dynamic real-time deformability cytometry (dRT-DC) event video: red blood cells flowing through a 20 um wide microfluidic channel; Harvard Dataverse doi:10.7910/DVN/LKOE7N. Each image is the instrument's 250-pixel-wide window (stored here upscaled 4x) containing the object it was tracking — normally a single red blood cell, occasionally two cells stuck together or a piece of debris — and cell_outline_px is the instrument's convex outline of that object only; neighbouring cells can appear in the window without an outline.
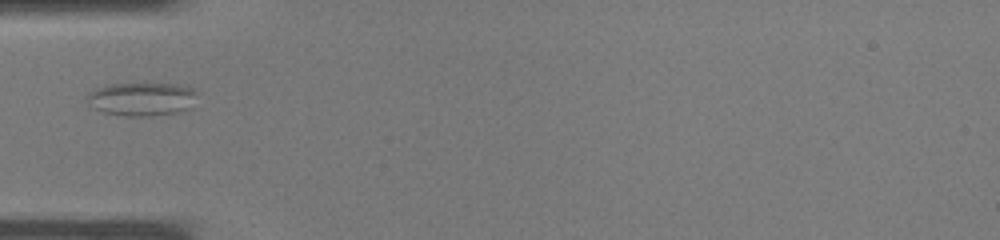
{"species": "common noctule bat (a hibernating species)", "species_latin": "Nyctalus noctula", "temperature_condition": "warm", "stored_images_in_passage": 26, "camera_frame_rate_fps": 3000, "um_per_image_px": 0.085, "animal": {"sex": "male", "body_mass_g": 19.0, "forearm_length_mm": 50.8}, "frame": {"image": 1, "passage_image": 1, "time_ms": 0.0, "image_size_px": [1000, 240], "cell_outline_px": [[200, 92], [188, 108], [176, 112], [148, 116], [124, 116], [104, 112], [88, 104], [88, 92], [96, 88], [108, 84], [176, 84], [192, 88]], "centroid_in_image_um": [12.05, 8.41], "position_along_channel_um": 72.9, "area_um2": 21.27}}
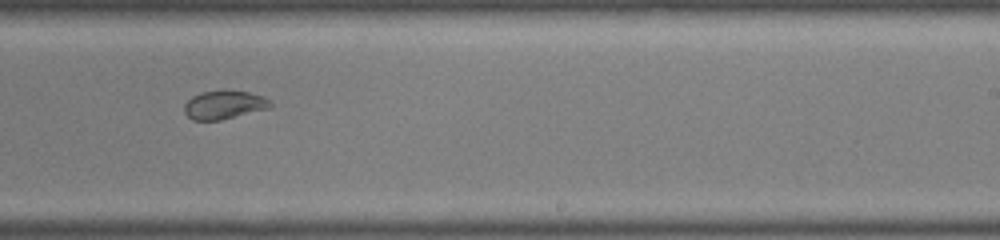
{"frame": {"image": 2, "passage_image": 12, "time_ms": 3.667, "image_size_px": [1000, 240], "cell_outline_px": [[272, 108], [220, 120], [192, 120], [184, 112], [184, 104], [192, 96], [204, 92], [248, 92], [264, 96], [272, 104]], "centroid_in_image_um": [19.06, 8.94], "position_along_channel_um": 269.9, "area_um2": 13.99}}
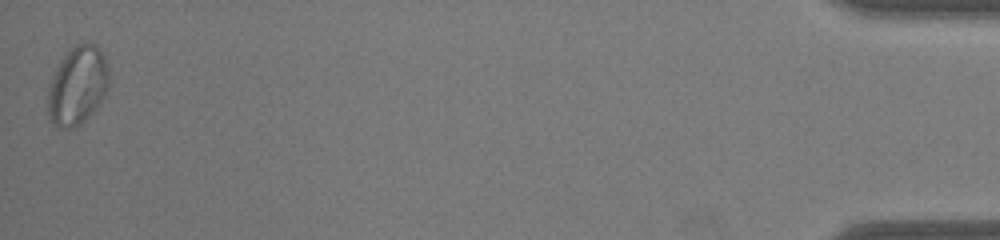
{"frame": {"image": 3, "passage_image": 26, "time_ms": 8.333, "image_size_px": [1000, 240], "cell_outline_px": [[108, 84], [104, 96], [96, 108], [80, 124], [68, 128], [60, 128], [52, 120], [48, 112], [48, 88], [60, 60], [76, 44], [96, 44], [104, 56], [108, 68]], "centroid_in_image_um": [6.59, 7.27], "position_along_channel_um": 428.6, "area_um2": 27.28}}